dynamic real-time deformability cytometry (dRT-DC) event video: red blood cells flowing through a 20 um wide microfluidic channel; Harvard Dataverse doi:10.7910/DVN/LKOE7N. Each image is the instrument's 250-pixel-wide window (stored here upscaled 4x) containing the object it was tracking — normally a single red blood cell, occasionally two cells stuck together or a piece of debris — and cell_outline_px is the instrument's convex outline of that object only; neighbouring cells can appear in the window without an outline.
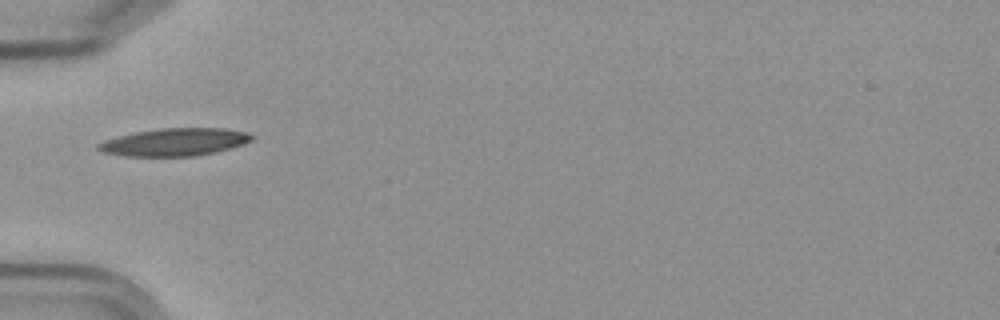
{"species": "Egyptian fruit bat (a non-hibernating species)", "species_latin": "Rousettus aegyptiacus", "temperature_condition": "cold", "stored_images_in_passage": 24, "camera_frame_rate_fps": 3000, "um_per_image_px": 0.085, "frame": {"image": 1, "passage_image": 1, "time_ms": 0.0, "image_size_px": [1000, 320], "cell_outline_px": [[256, 136], [252, 140], [244, 144], [216, 152], [196, 156], [124, 156], [104, 152], [96, 148], [96, 144], [104, 140], [136, 132], [160, 128], [224, 128], [248, 132]], "centroid_in_image_um": [14.88, 12.07], "position_along_channel_um": 70.1, "area_um2": 24.8}}